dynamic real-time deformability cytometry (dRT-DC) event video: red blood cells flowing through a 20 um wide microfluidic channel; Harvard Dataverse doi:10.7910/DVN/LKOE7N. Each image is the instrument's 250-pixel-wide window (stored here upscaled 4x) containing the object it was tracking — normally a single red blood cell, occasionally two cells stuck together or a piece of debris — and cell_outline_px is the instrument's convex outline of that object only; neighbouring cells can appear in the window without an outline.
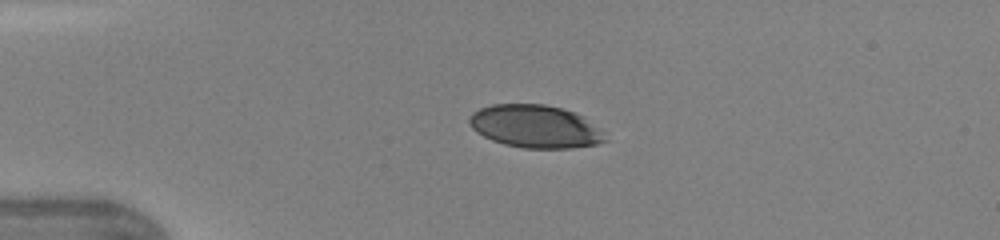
{"species": "human", "species_latin": "Homo sapiens", "temperature_condition": "warm", "stored_images_in_passage": 36, "camera_frame_rate_fps": 3000, "um_per_image_px": 0.085, "donor": {"sex": "female"}, "frame": {"image": 1, "passage_image": 1, "time_ms": 0.0, "image_size_px": [1000, 240], "cell_outline_px": [[608, 140], [596, 144], [572, 148], [524, 148], [504, 144], [492, 140], [476, 132], [472, 128], [468, 120], [472, 112], [480, 108], [492, 104], [544, 104], [560, 108], [584, 116], [600, 128]], "centroid_in_image_um": [45.5, 10.75], "position_along_channel_um": 39.5, "area_um2": 33.93}}
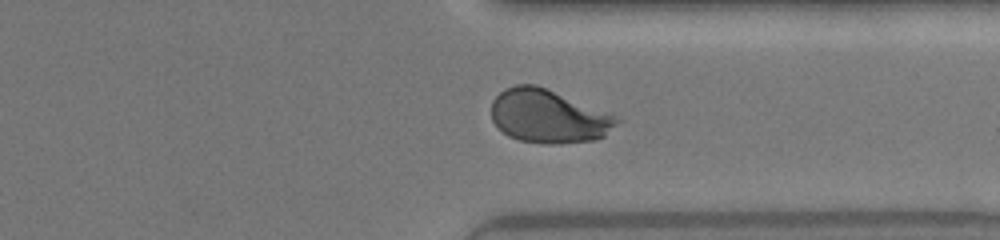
{"frame": {"image": 2, "passage_image": 26, "time_ms": 8.333, "image_size_px": [1000, 240], "cell_outline_px": [[624, 120], [604, 136], [592, 140], [556, 144], [544, 144], [520, 140], [508, 136], [492, 120], [492, 100], [504, 88], [516, 84], [536, 84]], "centroid_in_image_um": [46.59, 9.89], "position_along_channel_um": 364.8, "area_um2": 38.67}}
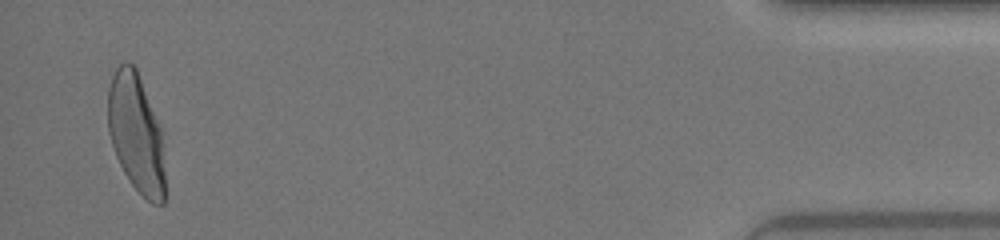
{"frame": {"image": 3, "passage_image": 35, "time_ms": 11.333, "image_size_px": [1000, 240], "cell_outline_px": [[164, 204], [152, 204], [132, 184], [124, 172], [116, 156], [108, 132], [108, 88], [112, 76], [116, 68], [120, 64], [132, 64], [136, 68], [164, 132]], "centroid_in_image_um": [11.6, 11.33], "position_along_channel_um": 423.6, "area_um2": 39.77}, "authors_computed_cell_mechanics": {"area_um2": 38.2347, "velocity_mm_per_s": 4.3656, "shape_relaxation_time_tau1_ms": 3.6411, "shape_relaxation_time_tau2_ms": null, "deformation_change_tau1": 0.1768, "deformation_change_tau2": null}}